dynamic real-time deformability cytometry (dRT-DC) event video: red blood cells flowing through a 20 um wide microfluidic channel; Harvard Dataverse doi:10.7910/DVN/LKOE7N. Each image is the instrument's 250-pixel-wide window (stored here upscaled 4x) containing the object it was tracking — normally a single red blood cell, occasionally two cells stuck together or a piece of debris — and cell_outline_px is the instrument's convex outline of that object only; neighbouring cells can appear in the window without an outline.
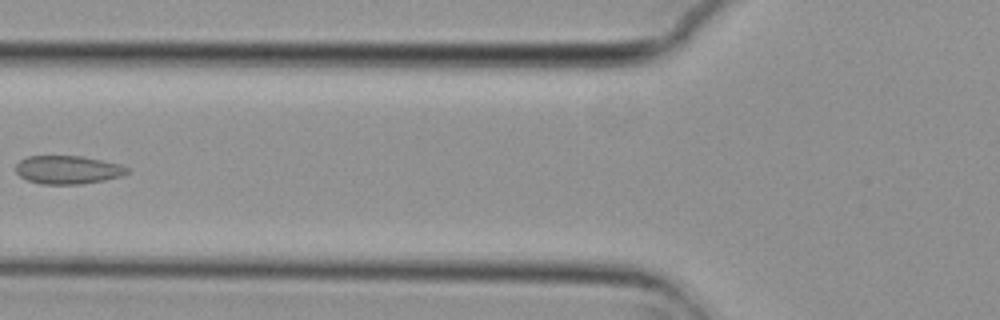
{"species": "common noctule bat (a hibernating species)", "species_latin": "Nyctalus noctula", "temperature_condition": "cold", "stored_images_in_passage": 6, "camera_frame_rate_fps": 3000, "um_per_image_px": 0.085, "animal": {"sex": "female", "body_mass_g": 29.2, "forearm_length_mm": 56.3}, "frame": {"image": 1, "passage_image": 5, "time_ms": 1.333, "image_size_px": [1000, 320], "cell_outline_px": [[128, 172], [124, 176], [104, 180], [80, 184], [40, 184], [28, 180], [20, 176], [16, 172], [16, 164], [20, 160], [28, 156], [80, 156], [120, 164], [128, 168]], "centroid_in_image_um": [5.76, 14.43], "position_along_channel_um": 120.0, "area_um2": 18.32}}
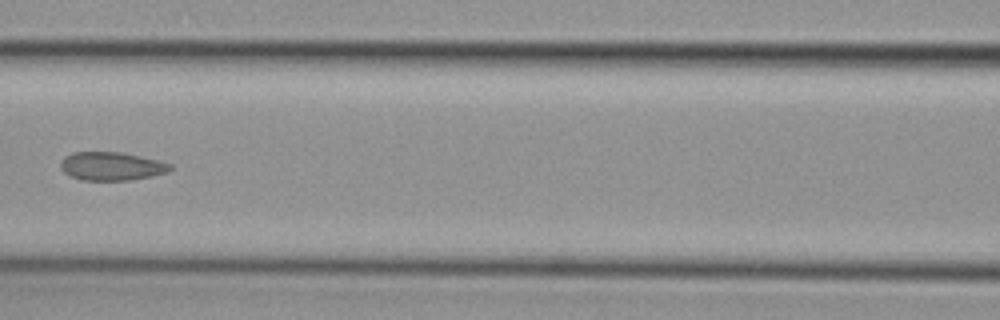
{"frame": {"image": 2, "passage_image": 6, "time_ms": 1.667, "image_size_px": [1000, 320], "cell_outline_px": [[172, 168], [168, 172], [152, 176], [132, 180], [80, 180], [68, 176], [60, 168], [60, 164], [64, 156], [72, 152], [120, 152], [140, 156], [172, 164]], "centroid_in_image_um": [9.45, 14.13], "position_along_channel_um": 157.2, "area_um2": 18.26}}